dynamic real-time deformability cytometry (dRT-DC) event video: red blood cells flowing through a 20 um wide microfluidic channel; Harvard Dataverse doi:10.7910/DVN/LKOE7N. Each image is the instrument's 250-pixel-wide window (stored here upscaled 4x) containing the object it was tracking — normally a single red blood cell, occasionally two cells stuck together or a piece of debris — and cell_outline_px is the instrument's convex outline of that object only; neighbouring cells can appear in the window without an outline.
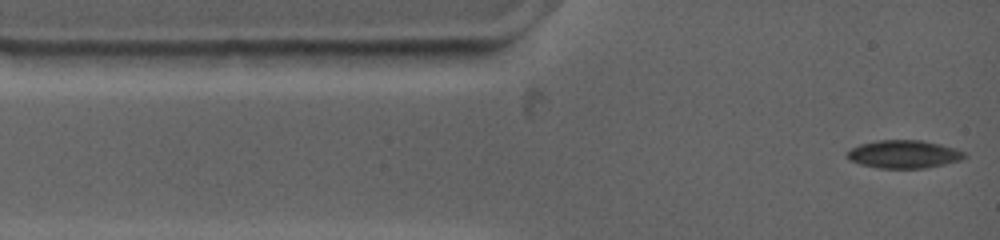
{"species": "common noctule bat (a hibernating species)", "species_latin": "Nyctalus noctula", "temperature_condition": "warm", "stored_images_in_passage": 52, "camera_frame_rate_fps": 4500, "um_per_image_px": 0.085, "animal": {"sex": "female", "body_mass_g": 19.0, "forearm_length_mm": 53.3}, "frame": {"image": 1, "passage_image": 1, "time_ms": 0.0, "image_size_px": [1000, 240], "cell_outline_px": [[964, 156], [956, 160], [944, 164], [924, 168], [880, 168], [860, 164], [852, 160], [848, 156], [848, 152], [852, 148], [860, 144], [880, 140], [920, 140], [952, 148], [964, 152]], "centroid_in_image_um": [76.77, 13.11], "position_along_channel_um": 8.2, "area_um2": 18.44}}
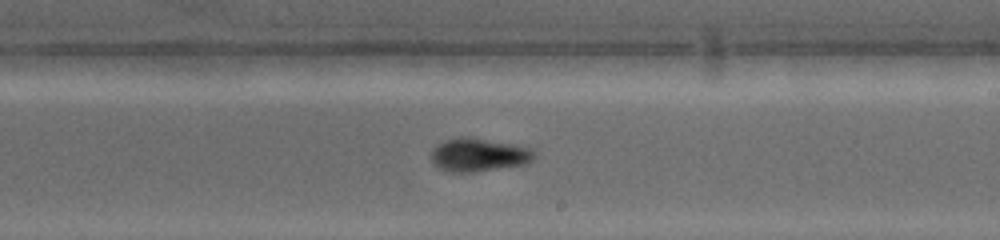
{"frame": {"image": 2, "passage_image": 23, "time_ms": 7.333, "image_size_px": [1000, 240], "cell_outline_px": [[536, 156], [532, 160], [524, 164], [472, 172], [452, 172], [440, 168], [432, 160], [432, 152], [440, 144], [448, 140], [460, 136], [512, 144], [528, 148]], "centroid_in_image_um": [40.69, 13.18], "position_along_channel_um": 248.3, "area_um2": 19.13}}
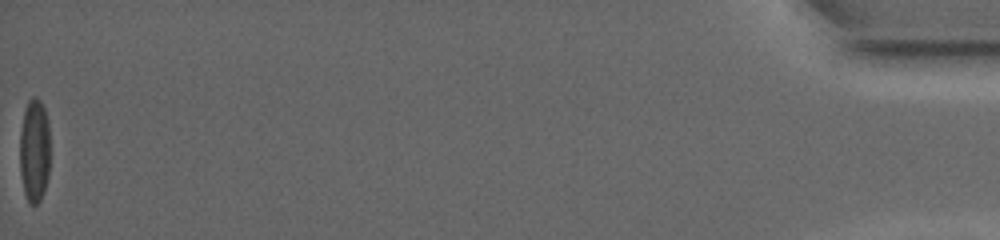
{"frame": {"image": 3, "passage_image": 52, "time_ms": 16.889, "image_size_px": [1000, 240], "cell_outline_px": [[48, 176], [40, 200], [36, 204], [28, 204], [24, 192], [20, 172], [20, 132], [24, 108], [28, 100], [32, 96], [36, 96], [40, 100], [44, 108], [48, 120]], "centroid_in_image_um": [2.9, 12.75], "position_along_channel_um": 432.3, "area_um2": 18.26}, "authors_computed_cell_mechanics": {"area_um2": 18.4093, "velocity_mm_per_s": 3.7855, "shape_relaxation_time_tau1_ms": 3.1578, "shape_relaxation_time_tau2_ms": 6.4182, "deformation_change_tau1": 0.146, "deformation_change_tau2": 0.1022}}